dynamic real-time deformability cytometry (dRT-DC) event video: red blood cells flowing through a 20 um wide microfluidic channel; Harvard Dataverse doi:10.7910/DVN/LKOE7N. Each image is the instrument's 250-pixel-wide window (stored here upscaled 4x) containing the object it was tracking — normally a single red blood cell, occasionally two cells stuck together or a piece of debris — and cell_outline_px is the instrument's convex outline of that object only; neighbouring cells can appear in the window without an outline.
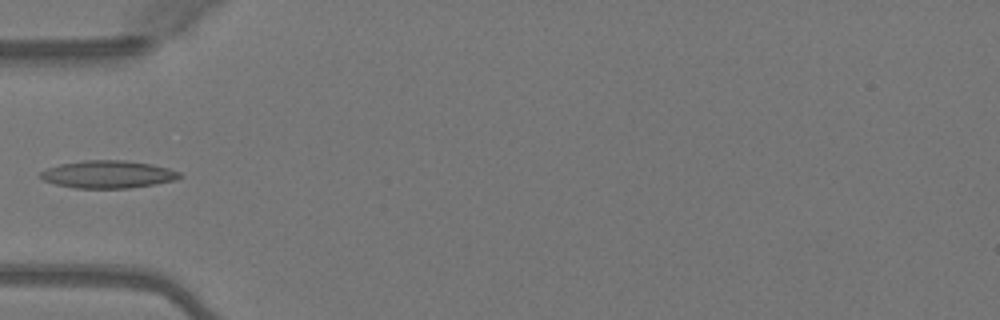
{"species": "Egyptian fruit bat (a non-hibernating species)", "species_latin": "Rousettus aegyptiacus", "temperature_condition": "warm", "stored_images_in_passage": 4, "camera_frame_rate_fps": 3000, "um_per_image_px": 0.085, "animal": {"sex": "female"}, "frame": {"image": 1, "passage_image": 4, "time_ms": 1.0, "image_size_px": [1000, 320], "cell_outline_px": [[184, 176], [176, 180], [156, 184], [128, 188], [76, 188], [56, 184], [44, 180], [40, 176], [40, 172], [48, 168], [60, 164], [84, 160], [124, 160], [152, 164], [168, 168], [180, 172]], "centroid_in_image_um": [9.22, 14.82], "position_along_channel_um": 75.8, "area_um2": 22.37}}